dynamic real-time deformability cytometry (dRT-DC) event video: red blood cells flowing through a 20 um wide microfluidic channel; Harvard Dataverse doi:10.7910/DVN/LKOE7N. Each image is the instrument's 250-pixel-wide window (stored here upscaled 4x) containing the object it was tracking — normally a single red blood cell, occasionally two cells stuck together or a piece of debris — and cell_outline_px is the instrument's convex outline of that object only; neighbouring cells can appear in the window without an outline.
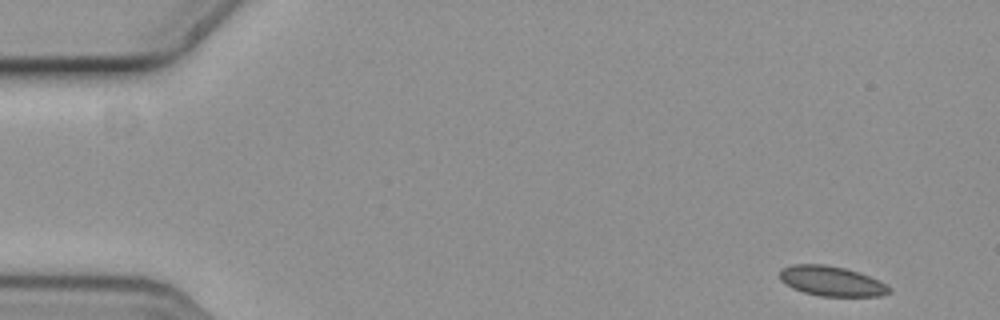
{"species": "common noctule bat (a hibernating species)", "species_latin": "Nyctalus noctula", "temperature_condition": "cold", "stored_images_in_passage": 5, "camera_frame_rate_fps": 3000, "um_per_image_px": 0.085, "animal": {"sex": "female", "body_mass_g": 19.3, "forearm_length_mm": 54.1}, "frame": {"image": 1, "passage_image": 1, "time_ms": 0.0, "image_size_px": [1000, 320], "cell_outline_px": [[892, 292], [880, 296], [820, 296], [804, 292], [792, 288], [780, 280], [780, 268], [792, 264], [824, 264], [844, 268], [860, 272], [880, 280], [888, 284], [892, 288]], "centroid_in_image_um": [70.72, 23.89], "position_along_channel_um": 14.3, "area_um2": 19.36}}
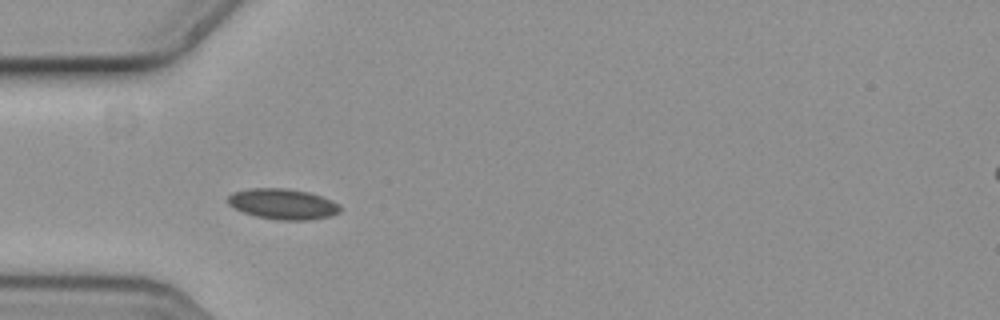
{"frame": {"image": 2, "passage_image": 4, "time_ms": 1.0, "image_size_px": [1000, 320], "cell_outline_px": [[340, 212], [332, 216], [308, 220], [276, 220], [256, 216], [244, 212], [228, 204], [228, 196], [232, 192], [248, 188], [288, 188], [308, 192], [332, 200], [340, 204]], "centroid_in_image_um": [24.06, 17.34], "position_along_channel_um": 60.9, "area_um2": 20.11}}
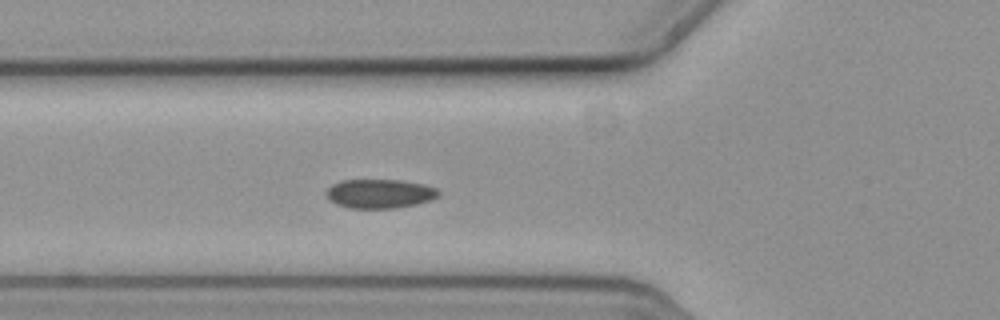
{"frame": {"image": 3, "passage_image": 5, "time_ms": 1.333, "image_size_px": [1000, 320], "cell_outline_px": [[440, 196], [432, 200], [416, 204], [396, 208], [348, 208], [336, 204], [328, 200], [324, 192], [332, 184], [340, 180], [400, 180], [424, 184], [436, 188], [440, 192]], "centroid_in_image_um": [32.26, 16.46], "position_along_channel_um": 93.5, "area_um2": 19.31}}